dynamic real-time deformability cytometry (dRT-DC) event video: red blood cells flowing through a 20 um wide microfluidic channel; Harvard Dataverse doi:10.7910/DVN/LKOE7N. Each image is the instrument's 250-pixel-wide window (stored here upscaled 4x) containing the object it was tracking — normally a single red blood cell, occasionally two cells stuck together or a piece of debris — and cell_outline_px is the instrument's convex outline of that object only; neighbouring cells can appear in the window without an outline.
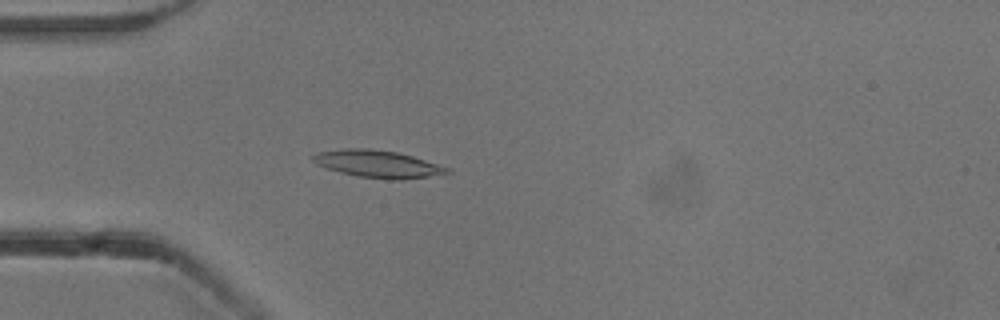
{"species": "common noctule bat (a hibernating species)", "species_latin": "Nyctalus noctula", "temperature_condition": "cold", "stored_images_in_passage": 47, "camera_frame_rate_fps": 3000, "um_per_image_px": 0.085, "animal": {"sex": "male", "body_mass_g": 13.3}, "frame": {"image": 1, "passage_image": 9, "time_ms": 2.667, "image_size_px": [1000, 320], "cell_outline_px": [[452, 172], [428, 176], [400, 180], [388, 180], [356, 176], [340, 172], [316, 164], [312, 160], [312, 156], [320, 152], [344, 148], [368, 148], [396, 152], [412, 156], [448, 168]], "centroid_in_image_um": [32.07, 13.94], "position_along_channel_um": 52.9, "area_um2": 21.1}}
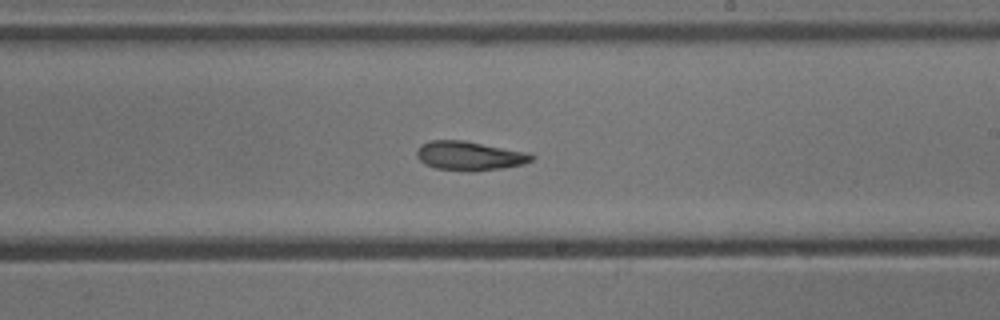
{"frame": {"image": 2, "passage_image": 25, "time_ms": 8.0, "image_size_px": [1000, 320], "cell_outline_px": [[536, 156], [532, 160], [524, 164], [504, 168], [472, 172], [436, 168], [424, 164], [416, 156], [416, 152], [420, 144], [432, 140], [464, 140], [532, 152]], "centroid_in_image_um": [39.96, 13.24], "position_along_channel_um": 249.0, "area_um2": 19.94}}
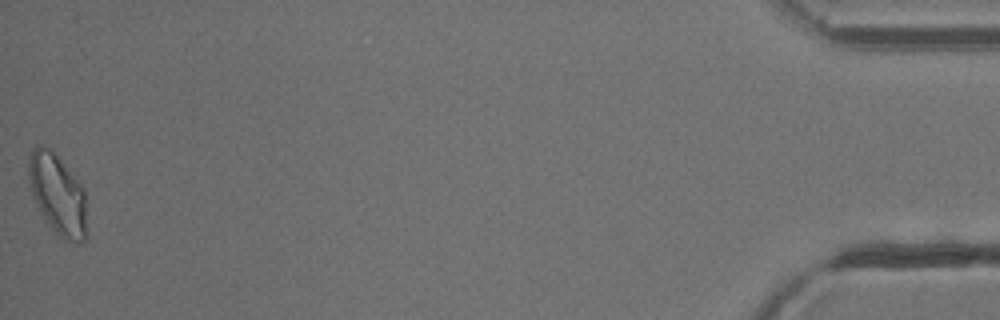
{"frame": {"image": 3, "passage_image": 47, "time_ms": 15.333, "image_size_px": [1000, 320], "cell_outline_px": [[84, 240], [80, 244], [76, 244], [60, 236], [44, 220], [32, 196], [28, 180], [28, 156], [32, 148], [36, 144], [40, 144], [52, 148], [84, 188]], "centroid_in_image_um": [4.83, 16.44], "position_along_channel_um": 430.4, "area_um2": 27.34}, "authors_computed_cell_mechanics": {"area_um2": 20.1144, "velocity_mm_per_s": 3.8446, "shape_relaxation_time_tau1_ms": 8.9826, "shape_relaxation_time_tau2_ms": 5.9551, "deformation_change_tau1": 0.2109, "deformation_change_tau2": 0.1484}}